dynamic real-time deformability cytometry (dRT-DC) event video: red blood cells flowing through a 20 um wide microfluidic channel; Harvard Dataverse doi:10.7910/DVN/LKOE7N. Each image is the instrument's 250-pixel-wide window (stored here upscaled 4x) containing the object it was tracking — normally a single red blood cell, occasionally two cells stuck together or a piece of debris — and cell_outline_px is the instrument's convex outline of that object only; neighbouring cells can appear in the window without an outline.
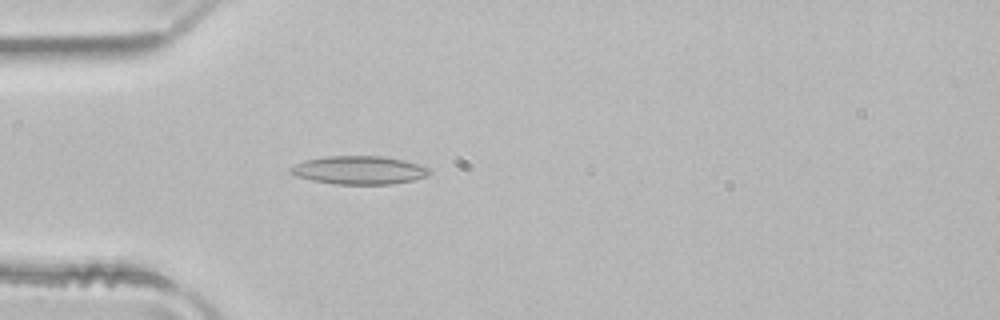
{"species": "common noctule bat (a hibernating species)", "species_latin": "Nyctalus noctula", "temperature_condition": "room temperature", "stored_images_in_passage": 18, "camera_frame_rate_fps": 3000, "um_per_image_px": 0.085, "animal": {"sex": "male", "body_mass_g": 21.5, "forearm_length_mm": 52.0}, "frame": {"image": 1, "passage_image": 9, "time_ms": 2.667, "image_size_px": [1000, 320], "cell_outline_px": [[428, 176], [412, 180], [392, 184], [336, 184], [312, 180], [296, 176], [288, 172], [288, 168], [304, 160], [324, 156], [384, 156], [404, 160], [428, 168]], "centroid_in_image_um": [30.47, 14.46], "position_along_channel_um": 54.5, "area_um2": 22.83}}
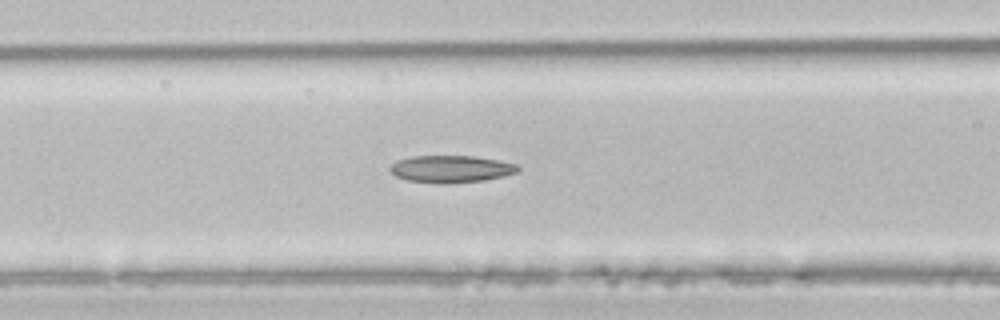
{"frame": {"image": 2, "passage_image": 15, "time_ms": 4.667, "image_size_px": [1000, 320], "cell_outline_px": [[520, 172], [504, 176], [484, 180], [444, 184], [408, 180], [396, 176], [388, 168], [396, 160], [412, 156], [472, 156], [496, 160], [516, 164], [520, 168]], "centroid_in_image_um": [38.34, 14.36], "position_along_channel_um": 128.3, "area_um2": 20.17}}
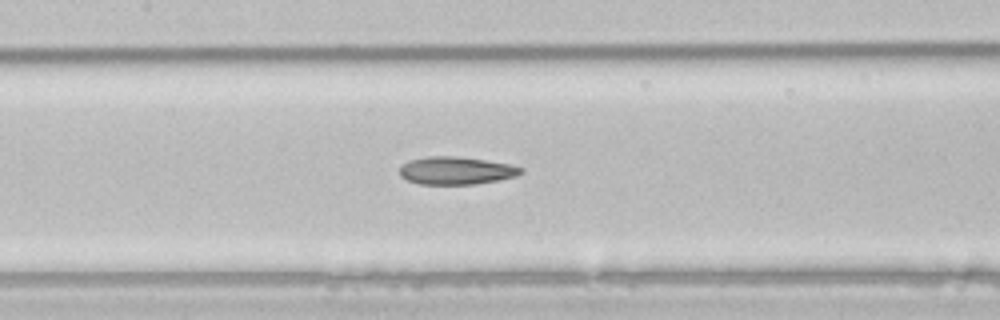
{"frame": {"image": 3, "passage_image": 18, "time_ms": 5.667, "image_size_px": [1000, 320], "cell_outline_px": [[524, 172], [516, 176], [496, 180], [472, 184], [420, 184], [408, 180], [400, 176], [400, 168], [408, 160], [428, 156], [456, 156], [484, 160], [508, 164], [524, 168]], "centroid_in_image_um": [38.76, 14.49], "position_along_channel_um": 168.6, "area_um2": 19.42}}